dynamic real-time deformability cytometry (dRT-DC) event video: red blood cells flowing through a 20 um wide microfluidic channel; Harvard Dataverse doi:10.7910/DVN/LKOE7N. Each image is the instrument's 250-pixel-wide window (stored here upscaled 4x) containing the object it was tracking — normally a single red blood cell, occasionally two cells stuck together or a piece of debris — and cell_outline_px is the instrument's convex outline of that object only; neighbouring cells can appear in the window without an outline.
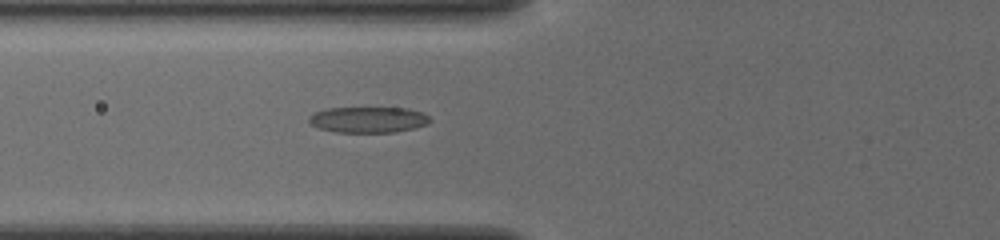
{"species": "common noctule bat (a hibernating species)", "species_latin": "Nyctalus noctula", "temperature_condition": "cold", "stored_images_in_passage": 54, "camera_frame_rate_fps": 3000, "um_per_image_px": 0.085, "animal": {"sex": "female", "body_mass_g": 19.5, "forearm_length_mm": 54.1}, "frame": {"image": 1, "passage_image": 22, "time_ms": 7.0, "image_size_px": [1000, 240], "cell_outline_px": [[432, 120], [428, 124], [416, 128], [396, 132], [336, 132], [320, 128], [312, 124], [308, 120], [308, 116], [324, 108], [408, 108], [424, 112]], "centroid_in_image_um": [31.35, 10.17], "position_along_channel_um": 94.5, "area_um2": 18.38}}
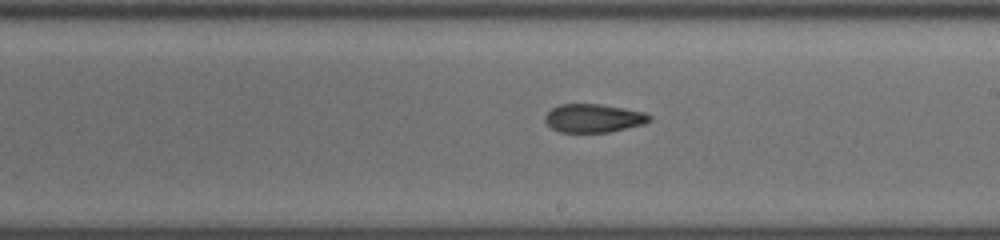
{"frame": {"image": 2, "passage_image": 33, "time_ms": 10.667, "image_size_px": [1000, 240], "cell_outline_px": [[652, 120], [644, 124], [608, 132], [560, 132], [552, 128], [544, 120], [544, 116], [552, 108], [560, 104], [600, 104], [624, 108], [644, 112], [652, 116]], "centroid_in_image_um": [50.46, 10.04], "position_along_channel_um": 238.5, "area_um2": 17.28}}
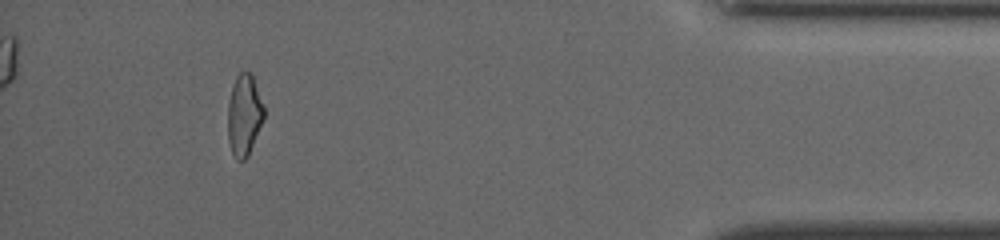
{"frame": {"image": 3, "passage_image": 50, "time_ms": 16.333, "image_size_px": [1000, 240], "cell_outline_px": [[264, 120], [248, 156], [244, 160], [236, 160], [232, 152], [228, 140], [228, 100], [236, 76], [240, 72], [252, 72], [264, 108]], "centroid_in_image_um": [20.76, 9.78], "position_along_channel_um": 414.4, "area_um2": 17.22}, "authors_computed_cell_mechanics": {"area_um2": 17.9469, "velocity_mm_per_s": 3.923, "shape_relaxation_time_tau1_ms": null, "shape_relaxation_time_tau2_ms": 3.2477, "deformation_change_tau1": null, "deformation_change_tau2": 0.0944}}